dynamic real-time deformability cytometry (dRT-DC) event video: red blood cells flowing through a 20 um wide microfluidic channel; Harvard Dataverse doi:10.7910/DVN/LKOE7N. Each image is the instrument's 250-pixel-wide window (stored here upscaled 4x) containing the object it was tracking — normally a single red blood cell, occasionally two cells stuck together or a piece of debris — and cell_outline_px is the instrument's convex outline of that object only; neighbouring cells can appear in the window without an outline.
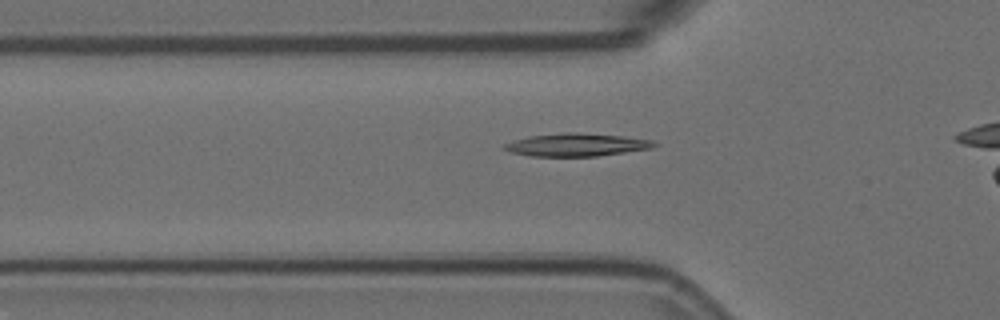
{"species": "Egyptian fruit bat (a non-hibernating species)", "species_latin": "Rousettus aegyptiacus", "temperature_condition": "room temperature", "stored_images_in_passage": 19, "camera_frame_rate_fps": 3000, "um_per_image_px": 0.085, "animal": {"sex": "female"}, "frame": {"image": 1, "passage_image": 7, "time_ms": 2.0, "image_size_px": [1000, 320], "cell_outline_px": [[660, 144], [652, 148], [596, 156], [528, 156], [512, 152], [500, 148], [504, 144], [528, 136], [564, 132], [576, 132], [624, 136], [652, 140]], "centroid_in_image_um": [49.01, 12.3], "position_along_channel_um": 76.8, "area_um2": 20.0}}
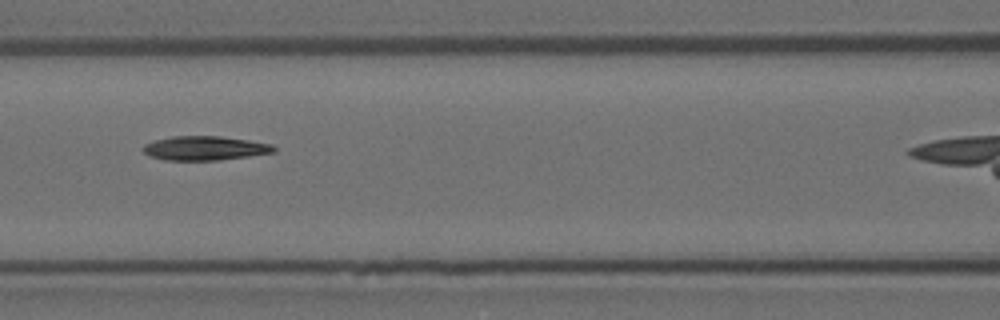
{"frame": {"image": 2, "passage_image": 13, "time_ms": 4.0, "image_size_px": [1000, 320], "cell_outline_px": [[276, 152], [220, 160], [164, 160], [152, 156], [144, 152], [140, 148], [144, 144], [156, 140], [172, 136], [220, 136], [248, 140], [272, 144], [276, 148]], "centroid_in_image_um": [17.41, 12.59], "position_along_channel_um": 149.2, "area_um2": 18.38}}
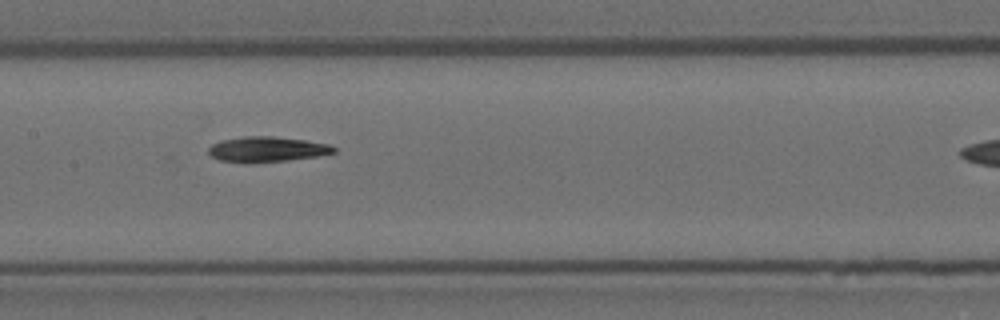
{"frame": {"image": 3, "passage_image": 16, "time_ms": 5.0, "image_size_px": [1000, 320], "cell_outline_px": [[336, 152], [316, 156], [288, 160], [220, 160], [212, 156], [208, 152], [208, 148], [212, 144], [220, 140], [244, 136], [272, 136], [304, 140], [328, 144], [336, 148]], "centroid_in_image_um": [22.72, 12.64], "position_along_channel_um": 184.7, "area_um2": 17.57}}